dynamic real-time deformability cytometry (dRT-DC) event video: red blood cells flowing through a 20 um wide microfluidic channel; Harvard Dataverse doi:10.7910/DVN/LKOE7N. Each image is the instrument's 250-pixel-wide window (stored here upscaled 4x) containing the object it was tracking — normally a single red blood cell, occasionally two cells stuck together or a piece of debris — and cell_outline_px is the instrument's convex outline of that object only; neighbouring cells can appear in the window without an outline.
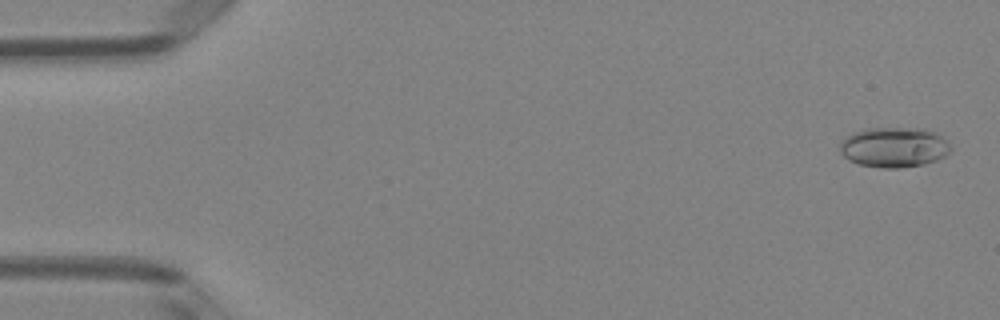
{"species": "Egyptian fruit bat (a non-hibernating species)", "species_latin": "Rousettus aegyptiacus", "temperature_condition": "room temperature", "stored_images_in_passage": 51, "camera_frame_rate_fps": 3000, "um_per_image_px": 0.085, "animal": {"sex": "female"}, "frame": {"image": 1, "passage_image": 2, "time_ms": 0.333, "image_size_px": [1000, 320], "cell_outline_px": [[952, 148], [944, 156], [936, 160], [924, 164], [900, 168], [880, 168], [860, 164], [848, 160], [840, 152], [840, 144], [844, 136], [852, 132], [864, 128], [924, 128], [940, 136]], "centroid_in_image_um": [75.93, 12.51], "position_along_channel_um": 9.1, "area_um2": 25.95}}
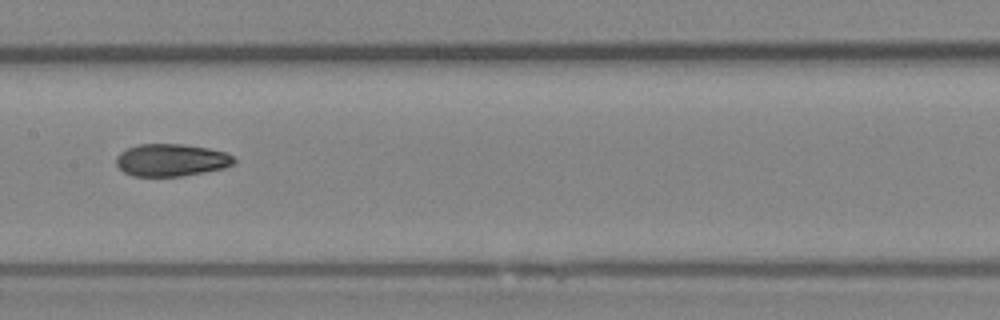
{"frame": {"image": 2, "passage_image": 26, "time_ms": 8.333, "image_size_px": [1000, 320], "cell_outline_px": [[236, 160], [232, 164], [224, 168], [204, 172], [180, 176], [132, 176], [124, 172], [116, 164], [116, 156], [120, 152], [136, 144], [184, 144], [208, 148], [224, 152], [232, 156]], "centroid_in_image_um": [14.53, 13.6], "position_along_channel_um": 192.9, "area_um2": 22.2}}
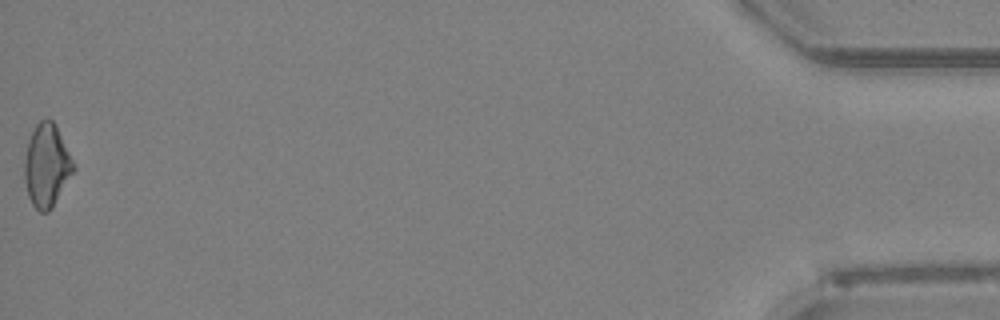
{"frame": {"image": 3, "passage_image": 51, "time_ms": 16.667, "image_size_px": [1000, 320], "cell_outline_px": [[76, 168], [52, 208], [48, 212], [40, 212], [32, 204], [28, 196], [24, 180], [24, 160], [28, 140], [36, 124], [40, 120], [52, 120]], "centroid_in_image_um": [3.94, 14.11], "position_along_channel_um": 431.3, "area_um2": 23.29}, "authors_computed_cell_mechanics": {"area_um2": 22.7732, "velocity_mm_per_s": 4.0329, "shape_relaxation_time_tau1_ms": 6.7145, "shape_relaxation_time_tau2_ms": 2.9328, "deformation_change_tau1": 0.1591, "deformation_change_tau2": 0.0792}}